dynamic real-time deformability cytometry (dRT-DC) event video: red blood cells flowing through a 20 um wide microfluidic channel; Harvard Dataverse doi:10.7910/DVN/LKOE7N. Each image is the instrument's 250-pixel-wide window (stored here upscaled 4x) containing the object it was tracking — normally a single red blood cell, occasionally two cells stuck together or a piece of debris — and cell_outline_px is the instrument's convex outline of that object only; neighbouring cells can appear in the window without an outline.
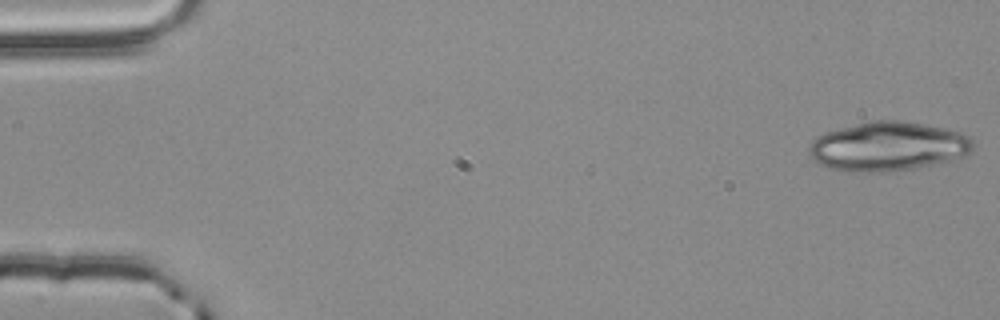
{"species": "common noctule bat (a hibernating species)", "species_latin": "Nyctalus noctula", "temperature_condition": "room temperature", "stored_images_in_passage": 24, "camera_frame_rate_fps": 3000, "um_per_image_px": 0.085, "animal": {"sex": "male", "body_mass_g": 20.4}, "frame": {"image": 1, "passage_image": 1, "time_ms": 0.0, "image_size_px": [1000, 320], "cell_outline_px": [[972, 152], [964, 156], [916, 168], [888, 172], [840, 172], [828, 168], [812, 160], [808, 152], [808, 148], [812, 140], [816, 136], [824, 132], [872, 120], [904, 120], [944, 128], [960, 132], [968, 136], [972, 140]], "centroid_in_image_um": [75.42, 12.45], "position_along_channel_um": 9.6, "area_um2": 47.4}}